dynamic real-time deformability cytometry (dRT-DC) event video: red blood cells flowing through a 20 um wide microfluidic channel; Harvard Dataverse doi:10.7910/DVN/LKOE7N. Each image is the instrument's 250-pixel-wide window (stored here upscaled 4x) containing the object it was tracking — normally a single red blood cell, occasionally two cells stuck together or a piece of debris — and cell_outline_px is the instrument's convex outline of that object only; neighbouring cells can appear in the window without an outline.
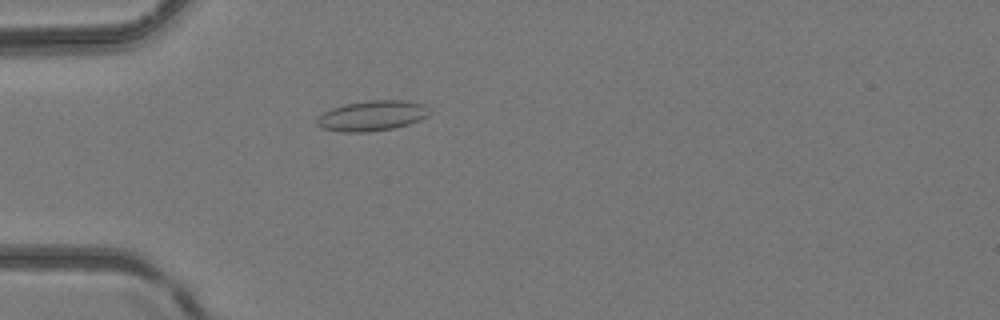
{"species": "common noctule bat (a hibernating species)", "species_latin": "Nyctalus noctula", "temperature_condition": "room temperature", "stored_images_in_passage": 48, "camera_frame_rate_fps": 3000, "um_per_image_px": 0.085, "animal": {"sex": "female", "body_mass_g": 24.6, "forearm_length_mm": 56.2}, "frame": {"image": 1, "passage_image": 15, "time_ms": 4.667, "image_size_px": [1000, 320], "cell_outline_px": [[432, 112], [428, 116], [420, 120], [396, 128], [368, 132], [344, 132], [320, 128], [316, 124], [316, 120], [324, 112], [332, 108], [344, 104], [368, 100], [404, 100], [424, 104]], "centroid_in_image_um": [31.65, 9.84], "position_along_channel_um": 53.4, "area_um2": 20.06}}
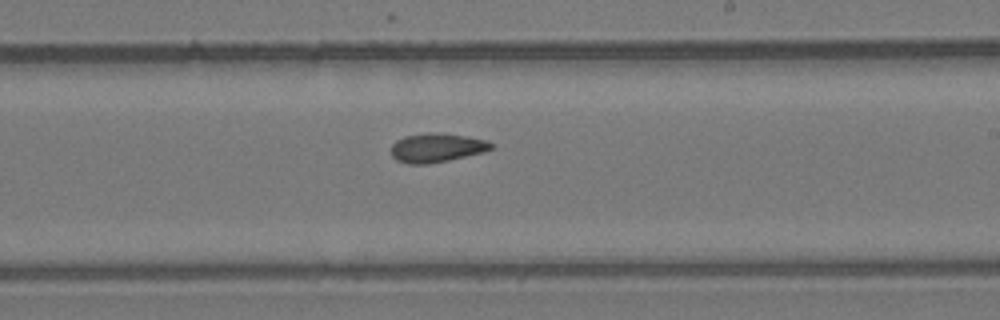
{"frame": {"image": 2, "passage_image": 29, "time_ms": 9.333, "image_size_px": [1000, 320], "cell_outline_px": [[496, 148], [484, 152], [448, 160], [428, 164], [408, 164], [396, 160], [392, 156], [392, 144], [396, 140], [404, 136], [428, 132], [440, 132], [468, 136], [488, 140]], "centroid_in_image_um": [37.15, 12.54], "position_along_channel_um": 251.9, "area_um2": 17.17}}
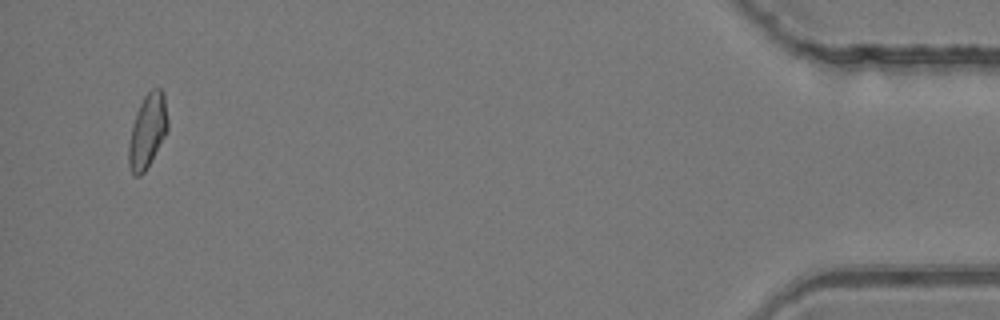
{"frame": {"image": 3, "passage_image": 46, "time_ms": 15.0, "image_size_px": [1000, 320], "cell_outline_px": [[168, 128], [164, 136], [144, 172], [140, 176], [132, 176], [128, 164], [128, 144], [132, 124], [136, 112], [144, 96], [152, 88], [160, 88], [164, 92], [168, 120]], "centroid_in_image_um": [12.51, 11.12], "position_along_channel_um": 422.7, "area_um2": 16.82}}